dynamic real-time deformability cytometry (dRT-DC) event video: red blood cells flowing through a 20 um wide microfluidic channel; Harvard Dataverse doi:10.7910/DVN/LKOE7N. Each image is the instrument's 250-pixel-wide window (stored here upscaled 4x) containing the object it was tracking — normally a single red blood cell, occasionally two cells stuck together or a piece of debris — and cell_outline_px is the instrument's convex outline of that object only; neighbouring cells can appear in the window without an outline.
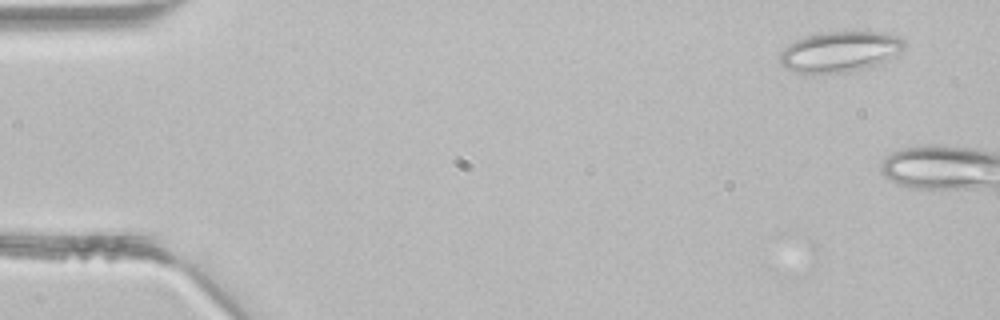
{"species": "common noctule bat (a hibernating species)", "species_latin": "Nyctalus noctula", "temperature_condition": "room temperature", "stored_images_in_passage": 4, "camera_frame_rate_fps": 3000, "um_per_image_px": 0.085, "animal": {"sex": "male", "body_mass_g": 21.5, "forearm_length_mm": 52.0}, "frame": {"image": 1, "passage_image": 1, "time_ms": 0.0, "image_size_px": [1000, 320], "cell_outline_px": [[908, 44], [896, 56], [888, 60], [860, 68], [844, 72], [796, 72], [784, 68], [780, 64], [780, 52], [788, 44], [804, 36], [820, 32], [884, 32], [896, 36], [904, 40]], "centroid_in_image_um": [71.39, 4.36], "position_along_channel_um": 13.6, "area_um2": 29.19}}